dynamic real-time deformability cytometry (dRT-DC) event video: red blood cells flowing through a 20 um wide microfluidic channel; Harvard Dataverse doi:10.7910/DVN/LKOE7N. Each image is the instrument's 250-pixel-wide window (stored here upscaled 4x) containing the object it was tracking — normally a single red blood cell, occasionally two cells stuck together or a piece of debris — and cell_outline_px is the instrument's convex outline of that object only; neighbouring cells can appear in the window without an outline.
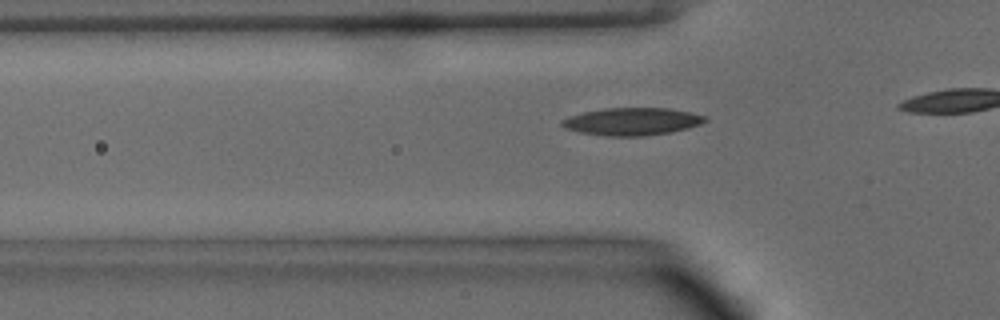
{"species": "common noctule bat (a hibernating species)", "species_latin": "Nyctalus noctula", "temperature_condition": "warm", "stored_images_in_passage": 10, "camera_frame_rate_fps": 3000, "um_per_image_px": 0.085, "animal": {"sex": "male", "body_mass_g": 15.6}, "frame": {"image": 1, "passage_image": 5, "time_ms": 1.333, "image_size_px": [1000, 320], "cell_outline_px": [[708, 120], [700, 124], [688, 128], [672, 132], [644, 136], [604, 136], [580, 132], [564, 128], [560, 124], [560, 120], [568, 116], [584, 112], [604, 108], [668, 108], [688, 112], [704, 116]], "centroid_in_image_um": [53.68, 10.33], "position_along_channel_um": 72.1, "area_um2": 23.0}}